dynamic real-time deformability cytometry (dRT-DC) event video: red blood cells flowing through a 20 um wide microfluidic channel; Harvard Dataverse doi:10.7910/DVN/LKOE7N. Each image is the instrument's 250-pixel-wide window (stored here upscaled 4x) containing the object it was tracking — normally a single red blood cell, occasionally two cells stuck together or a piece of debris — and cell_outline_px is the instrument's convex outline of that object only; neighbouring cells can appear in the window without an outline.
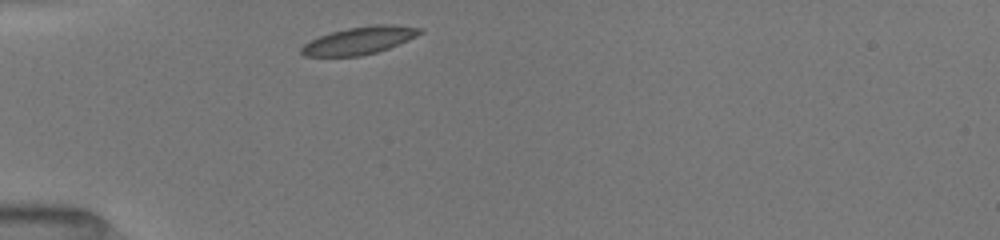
{"species": "common noctule bat (a hibernating species)", "species_latin": "Nyctalus noctula", "temperature_condition": "room temperature", "stored_images_in_passage": 31, "camera_frame_rate_fps": 3000, "um_per_image_px": 0.085, "animal": {"sex": "female", "body_mass_g": 19.5, "forearm_length_mm": 54.1}, "frame": {"image": 1, "passage_image": 1, "time_ms": 0.0, "image_size_px": [1000, 240], "cell_outline_px": [[424, 32], [416, 36], [388, 48], [376, 52], [360, 56], [304, 56], [300, 52], [300, 48], [304, 44], [320, 36], [332, 32], [348, 28], [376, 24], [392, 24], [424, 28]], "centroid_in_image_um": [30.57, 3.43], "position_along_channel_um": 54.4, "area_um2": 18.84}}
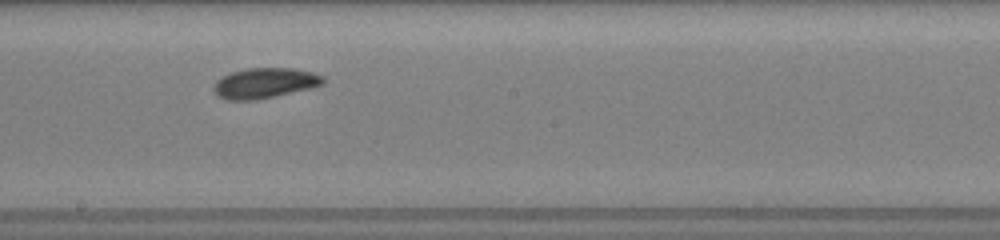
{"frame": {"image": 2, "passage_image": 12, "time_ms": 4.667, "image_size_px": [1000, 240], "cell_outline_px": [[324, 84], [312, 88], [276, 96], [256, 100], [224, 100], [212, 88], [212, 84], [220, 76], [232, 72], [248, 68], [292, 68], [312, 72], [324, 76]], "centroid_in_image_um": [22.49, 7.06], "position_along_channel_um": 225.7, "area_um2": 19.54}}
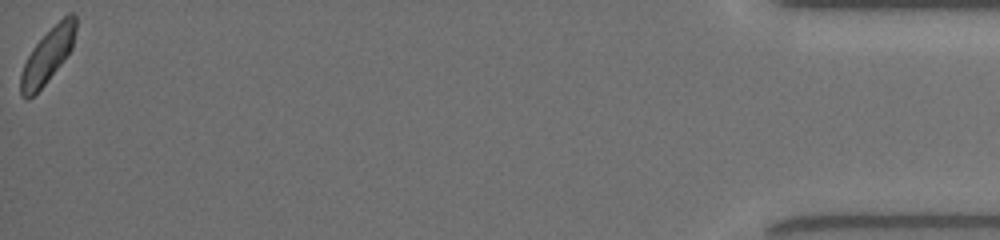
{"frame": {"image": 3, "passage_image": 31, "time_ms": 12.0, "image_size_px": [1000, 240], "cell_outline_px": [[76, 28], [72, 48], [48, 80], [28, 100], [24, 100], [20, 96], [20, 76], [24, 64], [32, 48], [68, 12], [72, 12], [76, 16]], "centroid_in_image_um": [4.03, 4.75], "position_along_channel_um": 431.2, "area_um2": 17.11}, "authors_computed_cell_mechanics": {"area_um2": 18.6116, "velocity_mm_per_s": 3.9775, "shape_relaxation_time_tau1_ms": 1.9618, "shape_relaxation_time_tau2_ms": 8.6621, "deformation_change_tau1": 0.0941, "deformation_change_tau2": 0.0987}}